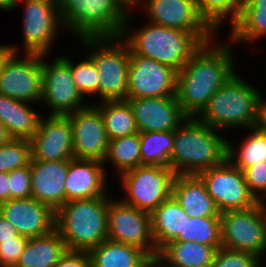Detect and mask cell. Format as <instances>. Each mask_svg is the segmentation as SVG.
<instances>
[{"mask_svg": "<svg viewBox=\"0 0 266 267\" xmlns=\"http://www.w3.org/2000/svg\"><path fill=\"white\" fill-rule=\"evenodd\" d=\"M218 39L214 37L203 43L177 73L175 95L187 117H196L214 93L236 73L238 62H235L233 44L226 38L222 43Z\"/></svg>", "mask_w": 266, "mask_h": 267, "instance_id": "6da1fadb", "label": "cell"}, {"mask_svg": "<svg viewBox=\"0 0 266 267\" xmlns=\"http://www.w3.org/2000/svg\"><path fill=\"white\" fill-rule=\"evenodd\" d=\"M133 12L127 13L121 38L137 55L152 58L179 71L205 43L196 33L142 22L134 27ZM133 23V24H131ZM131 24V25H130ZM132 26V27H131Z\"/></svg>", "mask_w": 266, "mask_h": 267, "instance_id": "7a4b0ae2", "label": "cell"}, {"mask_svg": "<svg viewBox=\"0 0 266 267\" xmlns=\"http://www.w3.org/2000/svg\"><path fill=\"white\" fill-rule=\"evenodd\" d=\"M220 132L188 117L174 130L169 167L176 175H198L223 163L227 159L228 139Z\"/></svg>", "mask_w": 266, "mask_h": 267, "instance_id": "3957f363", "label": "cell"}, {"mask_svg": "<svg viewBox=\"0 0 266 267\" xmlns=\"http://www.w3.org/2000/svg\"><path fill=\"white\" fill-rule=\"evenodd\" d=\"M237 73L214 93L195 117L199 122L224 133L257 127L262 92Z\"/></svg>", "mask_w": 266, "mask_h": 267, "instance_id": "277c9868", "label": "cell"}, {"mask_svg": "<svg viewBox=\"0 0 266 267\" xmlns=\"http://www.w3.org/2000/svg\"><path fill=\"white\" fill-rule=\"evenodd\" d=\"M109 195L67 201L55 211V229L67 250L89 251L107 239Z\"/></svg>", "mask_w": 266, "mask_h": 267, "instance_id": "5b68a950", "label": "cell"}, {"mask_svg": "<svg viewBox=\"0 0 266 267\" xmlns=\"http://www.w3.org/2000/svg\"><path fill=\"white\" fill-rule=\"evenodd\" d=\"M62 25L76 39L120 37L127 13L115 0H58Z\"/></svg>", "mask_w": 266, "mask_h": 267, "instance_id": "8992f818", "label": "cell"}, {"mask_svg": "<svg viewBox=\"0 0 266 267\" xmlns=\"http://www.w3.org/2000/svg\"><path fill=\"white\" fill-rule=\"evenodd\" d=\"M99 76V101L126 100L128 92L129 46L121 37L81 38Z\"/></svg>", "mask_w": 266, "mask_h": 267, "instance_id": "52a82bcc", "label": "cell"}, {"mask_svg": "<svg viewBox=\"0 0 266 267\" xmlns=\"http://www.w3.org/2000/svg\"><path fill=\"white\" fill-rule=\"evenodd\" d=\"M176 174L169 166L141 165L119 175L123 203L151 214L172 196Z\"/></svg>", "mask_w": 266, "mask_h": 267, "instance_id": "ba28073f", "label": "cell"}, {"mask_svg": "<svg viewBox=\"0 0 266 267\" xmlns=\"http://www.w3.org/2000/svg\"><path fill=\"white\" fill-rule=\"evenodd\" d=\"M20 3L23 5L22 53L50 55L56 37L65 31L58 0H16L14 11L19 8Z\"/></svg>", "mask_w": 266, "mask_h": 267, "instance_id": "9c48e42d", "label": "cell"}, {"mask_svg": "<svg viewBox=\"0 0 266 267\" xmlns=\"http://www.w3.org/2000/svg\"><path fill=\"white\" fill-rule=\"evenodd\" d=\"M10 46L13 52L0 72V93L17 101L40 105L43 93L42 55L21 53L15 44Z\"/></svg>", "mask_w": 266, "mask_h": 267, "instance_id": "30bf717a", "label": "cell"}, {"mask_svg": "<svg viewBox=\"0 0 266 267\" xmlns=\"http://www.w3.org/2000/svg\"><path fill=\"white\" fill-rule=\"evenodd\" d=\"M221 246L249 252L266 259V224L262 206H254L220 214Z\"/></svg>", "mask_w": 266, "mask_h": 267, "instance_id": "8fae6325", "label": "cell"}, {"mask_svg": "<svg viewBox=\"0 0 266 267\" xmlns=\"http://www.w3.org/2000/svg\"><path fill=\"white\" fill-rule=\"evenodd\" d=\"M47 56L42 54L43 93L40 104L48 107V115L67 116L87 107L90 103L73 82L70 57L59 55L47 61Z\"/></svg>", "mask_w": 266, "mask_h": 267, "instance_id": "7c38bea8", "label": "cell"}, {"mask_svg": "<svg viewBox=\"0 0 266 267\" xmlns=\"http://www.w3.org/2000/svg\"><path fill=\"white\" fill-rule=\"evenodd\" d=\"M107 239L136 246L152 259L159 253L152 236L150 214L123 203L114 194L109 195Z\"/></svg>", "mask_w": 266, "mask_h": 267, "instance_id": "4fadbf2b", "label": "cell"}, {"mask_svg": "<svg viewBox=\"0 0 266 267\" xmlns=\"http://www.w3.org/2000/svg\"><path fill=\"white\" fill-rule=\"evenodd\" d=\"M219 213L246 209L258 201L248 189L244 174L228 159L198 174Z\"/></svg>", "mask_w": 266, "mask_h": 267, "instance_id": "5bb4252c", "label": "cell"}, {"mask_svg": "<svg viewBox=\"0 0 266 267\" xmlns=\"http://www.w3.org/2000/svg\"><path fill=\"white\" fill-rule=\"evenodd\" d=\"M178 71L158 61L134 54L129 48V98L175 96Z\"/></svg>", "mask_w": 266, "mask_h": 267, "instance_id": "9a60e30c", "label": "cell"}, {"mask_svg": "<svg viewBox=\"0 0 266 267\" xmlns=\"http://www.w3.org/2000/svg\"><path fill=\"white\" fill-rule=\"evenodd\" d=\"M140 6L146 22L196 33L205 43L217 35L200 17L194 0H141Z\"/></svg>", "mask_w": 266, "mask_h": 267, "instance_id": "2e32d148", "label": "cell"}, {"mask_svg": "<svg viewBox=\"0 0 266 267\" xmlns=\"http://www.w3.org/2000/svg\"><path fill=\"white\" fill-rule=\"evenodd\" d=\"M43 116L37 132L29 140L31 161H58L74 158L72 126L69 117L47 116V114Z\"/></svg>", "mask_w": 266, "mask_h": 267, "instance_id": "e0dca14e", "label": "cell"}, {"mask_svg": "<svg viewBox=\"0 0 266 267\" xmlns=\"http://www.w3.org/2000/svg\"><path fill=\"white\" fill-rule=\"evenodd\" d=\"M67 116L72 126L74 158L103 162L109 139L100 111L91 103Z\"/></svg>", "mask_w": 266, "mask_h": 267, "instance_id": "ac0fdd59", "label": "cell"}, {"mask_svg": "<svg viewBox=\"0 0 266 267\" xmlns=\"http://www.w3.org/2000/svg\"><path fill=\"white\" fill-rule=\"evenodd\" d=\"M0 215L19 235L35 238L55 229V211L33 197L10 199L0 203Z\"/></svg>", "mask_w": 266, "mask_h": 267, "instance_id": "d6986e66", "label": "cell"}, {"mask_svg": "<svg viewBox=\"0 0 266 267\" xmlns=\"http://www.w3.org/2000/svg\"><path fill=\"white\" fill-rule=\"evenodd\" d=\"M132 108L138 132L174 131L188 117L175 96L126 99Z\"/></svg>", "mask_w": 266, "mask_h": 267, "instance_id": "ffe728a7", "label": "cell"}, {"mask_svg": "<svg viewBox=\"0 0 266 267\" xmlns=\"http://www.w3.org/2000/svg\"><path fill=\"white\" fill-rule=\"evenodd\" d=\"M107 172L101 161L69 159L65 181L66 202L74 199H91L111 195V189L108 187L111 182L107 179L109 176Z\"/></svg>", "mask_w": 266, "mask_h": 267, "instance_id": "44dd1931", "label": "cell"}, {"mask_svg": "<svg viewBox=\"0 0 266 267\" xmlns=\"http://www.w3.org/2000/svg\"><path fill=\"white\" fill-rule=\"evenodd\" d=\"M69 160L30 161L31 197L54 211L66 202L65 181Z\"/></svg>", "mask_w": 266, "mask_h": 267, "instance_id": "7402d4cb", "label": "cell"}, {"mask_svg": "<svg viewBox=\"0 0 266 267\" xmlns=\"http://www.w3.org/2000/svg\"><path fill=\"white\" fill-rule=\"evenodd\" d=\"M172 196L191 218L220 217V213L198 175H176Z\"/></svg>", "mask_w": 266, "mask_h": 267, "instance_id": "603a6c76", "label": "cell"}, {"mask_svg": "<svg viewBox=\"0 0 266 267\" xmlns=\"http://www.w3.org/2000/svg\"><path fill=\"white\" fill-rule=\"evenodd\" d=\"M34 106L0 93V122L11 138L30 140L37 132L42 116L34 110Z\"/></svg>", "mask_w": 266, "mask_h": 267, "instance_id": "cb8c5ba5", "label": "cell"}, {"mask_svg": "<svg viewBox=\"0 0 266 267\" xmlns=\"http://www.w3.org/2000/svg\"><path fill=\"white\" fill-rule=\"evenodd\" d=\"M228 40L233 44H256L266 37V0H244L237 20L230 26Z\"/></svg>", "mask_w": 266, "mask_h": 267, "instance_id": "d4e9b609", "label": "cell"}, {"mask_svg": "<svg viewBox=\"0 0 266 267\" xmlns=\"http://www.w3.org/2000/svg\"><path fill=\"white\" fill-rule=\"evenodd\" d=\"M91 267H145L151 257L142 249L106 239L88 251Z\"/></svg>", "mask_w": 266, "mask_h": 267, "instance_id": "484cf974", "label": "cell"}, {"mask_svg": "<svg viewBox=\"0 0 266 267\" xmlns=\"http://www.w3.org/2000/svg\"><path fill=\"white\" fill-rule=\"evenodd\" d=\"M186 215L173 196L150 214L152 236L158 252L178 236H184Z\"/></svg>", "mask_w": 266, "mask_h": 267, "instance_id": "4316f807", "label": "cell"}, {"mask_svg": "<svg viewBox=\"0 0 266 267\" xmlns=\"http://www.w3.org/2000/svg\"><path fill=\"white\" fill-rule=\"evenodd\" d=\"M216 249L213 246L188 241H171L158 253L165 267H211Z\"/></svg>", "mask_w": 266, "mask_h": 267, "instance_id": "83f0119b", "label": "cell"}, {"mask_svg": "<svg viewBox=\"0 0 266 267\" xmlns=\"http://www.w3.org/2000/svg\"><path fill=\"white\" fill-rule=\"evenodd\" d=\"M67 247L56 229L50 233L28 238L16 267H54Z\"/></svg>", "mask_w": 266, "mask_h": 267, "instance_id": "f1b7e54d", "label": "cell"}, {"mask_svg": "<svg viewBox=\"0 0 266 267\" xmlns=\"http://www.w3.org/2000/svg\"><path fill=\"white\" fill-rule=\"evenodd\" d=\"M245 138L238 141L227 140V159L240 171L266 161V133L258 127L246 129Z\"/></svg>", "mask_w": 266, "mask_h": 267, "instance_id": "f546056e", "label": "cell"}, {"mask_svg": "<svg viewBox=\"0 0 266 267\" xmlns=\"http://www.w3.org/2000/svg\"><path fill=\"white\" fill-rule=\"evenodd\" d=\"M93 105L100 111L109 140L138 133L131 106L127 100L102 101Z\"/></svg>", "mask_w": 266, "mask_h": 267, "instance_id": "4dcf8cb0", "label": "cell"}, {"mask_svg": "<svg viewBox=\"0 0 266 267\" xmlns=\"http://www.w3.org/2000/svg\"><path fill=\"white\" fill-rule=\"evenodd\" d=\"M109 164L115 171L113 173L118 174H116L117 177L130 169L141 166L139 132L109 140L107 155L103 161L105 170Z\"/></svg>", "mask_w": 266, "mask_h": 267, "instance_id": "1f68e13d", "label": "cell"}, {"mask_svg": "<svg viewBox=\"0 0 266 267\" xmlns=\"http://www.w3.org/2000/svg\"><path fill=\"white\" fill-rule=\"evenodd\" d=\"M141 165L169 166L174 131L140 132Z\"/></svg>", "mask_w": 266, "mask_h": 267, "instance_id": "d6a6232c", "label": "cell"}, {"mask_svg": "<svg viewBox=\"0 0 266 267\" xmlns=\"http://www.w3.org/2000/svg\"><path fill=\"white\" fill-rule=\"evenodd\" d=\"M244 0H194L200 17L217 34L228 20L231 26L238 18ZM230 21V22H229Z\"/></svg>", "mask_w": 266, "mask_h": 267, "instance_id": "836d02e7", "label": "cell"}, {"mask_svg": "<svg viewBox=\"0 0 266 267\" xmlns=\"http://www.w3.org/2000/svg\"><path fill=\"white\" fill-rule=\"evenodd\" d=\"M220 217H196L186 215L184 236H178L174 241L197 242L221 247Z\"/></svg>", "mask_w": 266, "mask_h": 267, "instance_id": "e575fe53", "label": "cell"}, {"mask_svg": "<svg viewBox=\"0 0 266 267\" xmlns=\"http://www.w3.org/2000/svg\"><path fill=\"white\" fill-rule=\"evenodd\" d=\"M73 82L77 90L88 101L89 97L99 99V76L98 70L92 59L86 54L82 61L74 62L69 59ZM95 97V98H94Z\"/></svg>", "mask_w": 266, "mask_h": 267, "instance_id": "d590c367", "label": "cell"}, {"mask_svg": "<svg viewBox=\"0 0 266 267\" xmlns=\"http://www.w3.org/2000/svg\"><path fill=\"white\" fill-rule=\"evenodd\" d=\"M31 161V145L28 139L10 138L0 146V172L28 166Z\"/></svg>", "mask_w": 266, "mask_h": 267, "instance_id": "8d00e7d4", "label": "cell"}, {"mask_svg": "<svg viewBox=\"0 0 266 267\" xmlns=\"http://www.w3.org/2000/svg\"><path fill=\"white\" fill-rule=\"evenodd\" d=\"M264 262L252 253L221 246L214 255L211 267H262Z\"/></svg>", "mask_w": 266, "mask_h": 267, "instance_id": "74e56055", "label": "cell"}, {"mask_svg": "<svg viewBox=\"0 0 266 267\" xmlns=\"http://www.w3.org/2000/svg\"><path fill=\"white\" fill-rule=\"evenodd\" d=\"M243 174L248 189L256 200H266V161L247 168Z\"/></svg>", "mask_w": 266, "mask_h": 267, "instance_id": "f35d334b", "label": "cell"}, {"mask_svg": "<svg viewBox=\"0 0 266 267\" xmlns=\"http://www.w3.org/2000/svg\"><path fill=\"white\" fill-rule=\"evenodd\" d=\"M10 199L31 197L30 164L14 169L9 173Z\"/></svg>", "mask_w": 266, "mask_h": 267, "instance_id": "ab89813d", "label": "cell"}, {"mask_svg": "<svg viewBox=\"0 0 266 267\" xmlns=\"http://www.w3.org/2000/svg\"><path fill=\"white\" fill-rule=\"evenodd\" d=\"M28 238L18 235L13 240H3L0 243V265L16 266Z\"/></svg>", "mask_w": 266, "mask_h": 267, "instance_id": "60d3db41", "label": "cell"}, {"mask_svg": "<svg viewBox=\"0 0 266 267\" xmlns=\"http://www.w3.org/2000/svg\"><path fill=\"white\" fill-rule=\"evenodd\" d=\"M54 267H91L88 251L66 250Z\"/></svg>", "mask_w": 266, "mask_h": 267, "instance_id": "b9f144b4", "label": "cell"}, {"mask_svg": "<svg viewBox=\"0 0 266 267\" xmlns=\"http://www.w3.org/2000/svg\"><path fill=\"white\" fill-rule=\"evenodd\" d=\"M18 235L15 227L0 215V243L3 240H13Z\"/></svg>", "mask_w": 266, "mask_h": 267, "instance_id": "7bdbcfd3", "label": "cell"}, {"mask_svg": "<svg viewBox=\"0 0 266 267\" xmlns=\"http://www.w3.org/2000/svg\"><path fill=\"white\" fill-rule=\"evenodd\" d=\"M10 200L9 174L0 172V203Z\"/></svg>", "mask_w": 266, "mask_h": 267, "instance_id": "ee69618b", "label": "cell"}, {"mask_svg": "<svg viewBox=\"0 0 266 267\" xmlns=\"http://www.w3.org/2000/svg\"><path fill=\"white\" fill-rule=\"evenodd\" d=\"M257 127L266 133V97L263 94L259 102Z\"/></svg>", "mask_w": 266, "mask_h": 267, "instance_id": "f6af8a7d", "label": "cell"}, {"mask_svg": "<svg viewBox=\"0 0 266 267\" xmlns=\"http://www.w3.org/2000/svg\"><path fill=\"white\" fill-rule=\"evenodd\" d=\"M118 5L126 12L131 13L137 8L140 11L141 0H115Z\"/></svg>", "mask_w": 266, "mask_h": 267, "instance_id": "bcb514c9", "label": "cell"}, {"mask_svg": "<svg viewBox=\"0 0 266 267\" xmlns=\"http://www.w3.org/2000/svg\"><path fill=\"white\" fill-rule=\"evenodd\" d=\"M13 52L12 47L10 44H1L0 43V72L4 62L6 61L7 57Z\"/></svg>", "mask_w": 266, "mask_h": 267, "instance_id": "7dc6e473", "label": "cell"}, {"mask_svg": "<svg viewBox=\"0 0 266 267\" xmlns=\"http://www.w3.org/2000/svg\"><path fill=\"white\" fill-rule=\"evenodd\" d=\"M16 0H0V10L6 11H14Z\"/></svg>", "mask_w": 266, "mask_h": 267, "instance_id": "c3c4849f", "label": "cell"}, {"mask_svg": "<svg viewBox=\"0 0 266 267\" xmlns=\"http://www.w3.org/2000/svg\"><path fill=\"white\" fill-rule=\"evenodd\" d=\"M11 137L9 136L4 125L0 122V146L6 143Z\"/></svg>", "mask_w": 266, "mask_h": 267, "instance_id": "681fc988", "label": "cell"}, {"mask_svg": "<svg viewBox=\"0 0 266 267\" xmlns=\"http://www.w3.org/2000/svg\"><path fill=\"white\" fill-rule=\"evenodd\" d=\"M145 267H165L157 258L151 261Z\"/></svg>", "mask_w": 266, "mask_h": 267, "instance_id": "f907efd6", "label": "cell"}, {"mask_svg": "<svg viewBox=\"0 0 266 267\" xmlns=\"http://www.w3.org/2000/svg\"><path fill=\"white\" fill-rule=\"evenodd\" d=\"M260 204L262 206V211L264 214L265 224H266V200L260 201Z\"/></svg>", "mask_w": 266, "mask_h": 267, "instance_id": "816d5d0a", "label": "cell"}, {"mask_svg": "<svg viewBox=\"0 0 266 267\" xmlns=\"http://www.w3.org/2000/svg\"><path fill=\"white\" fill-rule=\"evenodd\" d=\"M0 267H16V266L0 265Z\"/></svg>", "mask_w": 266, "mask_h": 267, "instance_id": "f5cc1de1", "label": "cell"}]
</instances>
